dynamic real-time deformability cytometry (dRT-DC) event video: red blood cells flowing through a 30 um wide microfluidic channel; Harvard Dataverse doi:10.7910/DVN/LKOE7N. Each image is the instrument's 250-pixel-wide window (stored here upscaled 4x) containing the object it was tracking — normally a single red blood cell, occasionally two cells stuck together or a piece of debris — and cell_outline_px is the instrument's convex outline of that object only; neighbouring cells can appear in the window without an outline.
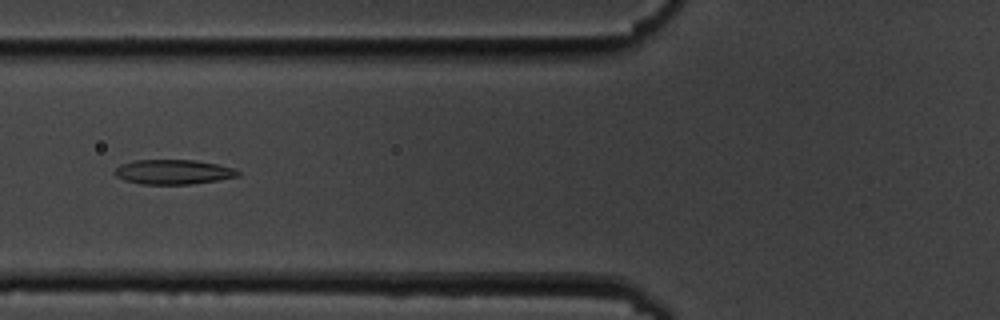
{"species": "common noctule bat (a hibernating species)", "species_latin": "Nyctalus noctula", "temperature_condition": "cold", "stored_images_in_passage": 10, "camera_frame_rate_fps": 3000, "um_per_image_px": 0.085, "animal": {"sex": "male", "body_mass_g": 19.5, "forearm_length_mm": 54.6}, "frame": {"image": 1, "passage_image": 5, "time_ms": 5.667, "image_size_px": [1000, 320], "cell_outline_px": [[240, 176], [192, 184], [140, 184], [124, 180], [116, 176], [112, 172], [120, 164], [136, 160], [196, 160], [216, 164], [232, 168], [240, 172]], "centroid_in_image_um": [14.69, 14.61], "position_along_channel_um": 111.1, "area_um2": 17.69}}
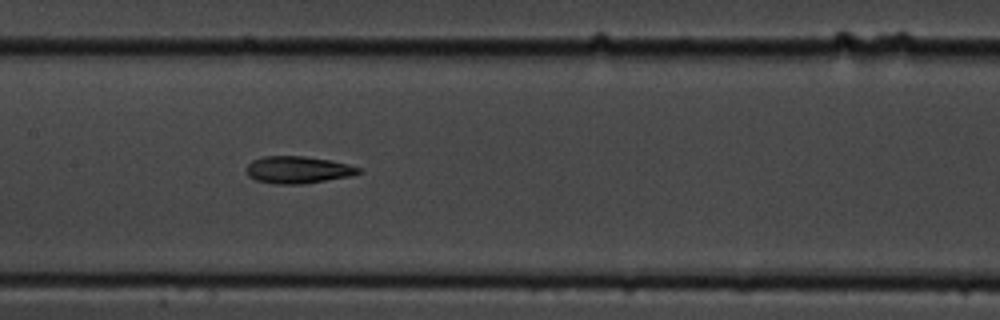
{"frame": {"image": 2, "passage_image": 7, "time_ms": 7.667, "image_size_px": [1000, 320], "cell_outline_px": [[360, 172], [352, 176], [304, 184], [276, 184], [256, 180], [248, 176], [244, 168], [252, 160], [264, 156], [304, 156], [328, 160], [348, 164], [360, 168]], "centroid_in_image_um": [25.28, 14.44], "position_along_channel_um": 182.1, "area_um2": 17.8}}
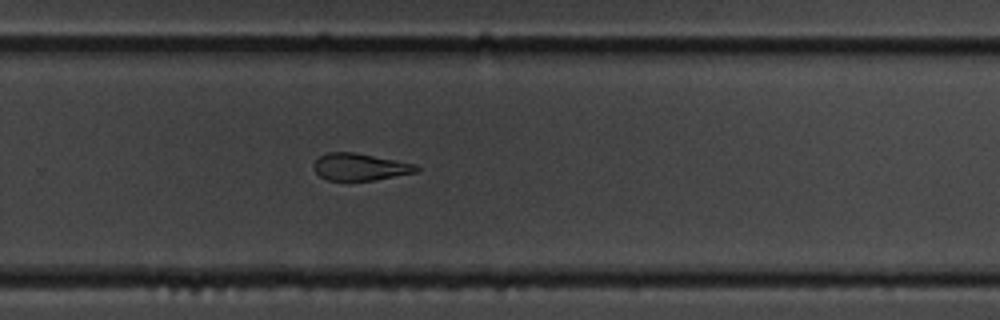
{"frame": {"image": 3, "passage_image": 10, "time_ms": 11.0, "image_size_px": [1000, 320], "cell_outline_px": [[420, 172], [376, 180], [328, 180], [320, 176], [312, 168], [312, 164], [320, 156], [328, 152], [352, 152], [396, 160], [412, 164], [420, 168]], "centroid_in_image_um": [30.6, 14.19], "position_along_channel_um": 299.2, "area_um2": 16.18}}